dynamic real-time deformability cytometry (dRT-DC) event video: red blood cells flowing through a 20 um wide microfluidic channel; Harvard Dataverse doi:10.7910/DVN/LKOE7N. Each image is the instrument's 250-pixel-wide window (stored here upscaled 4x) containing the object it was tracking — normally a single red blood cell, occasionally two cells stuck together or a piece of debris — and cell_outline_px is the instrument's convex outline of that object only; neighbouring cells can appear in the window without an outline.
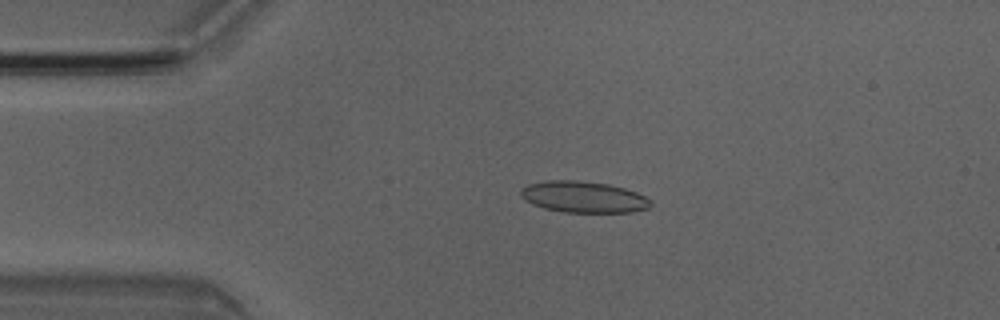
{"species": "Egyptian fruit bat (a non-hibernating species)", "species_latin": "Rousettus aegyptiacus", "temperature_condition": "room temperature", "stored_images_in_passage": 3, "camera_frame_rate_fps": 3000, "um_per_image_px": 0.085, "animal": {"sex": "male"}, "frame": {"image": 1, "passage_image": 2, "time_ms": 0.333, "image_size_px": [1000, 320], "cell_outline_px": [[652, 204], [648, 208], [632, 212], [564, 212], [544, 208], [532, 204], [524, 200], [520, 196], [520, 188], [528, 184], [548, 180], [576, 180], [608, 184], [624, 188], [636, 192], [652, 200]], "centroid_in_image_um": [49.57, 16.74], "position_along_channel_um": 35.4, "area_um2": 23.81}}